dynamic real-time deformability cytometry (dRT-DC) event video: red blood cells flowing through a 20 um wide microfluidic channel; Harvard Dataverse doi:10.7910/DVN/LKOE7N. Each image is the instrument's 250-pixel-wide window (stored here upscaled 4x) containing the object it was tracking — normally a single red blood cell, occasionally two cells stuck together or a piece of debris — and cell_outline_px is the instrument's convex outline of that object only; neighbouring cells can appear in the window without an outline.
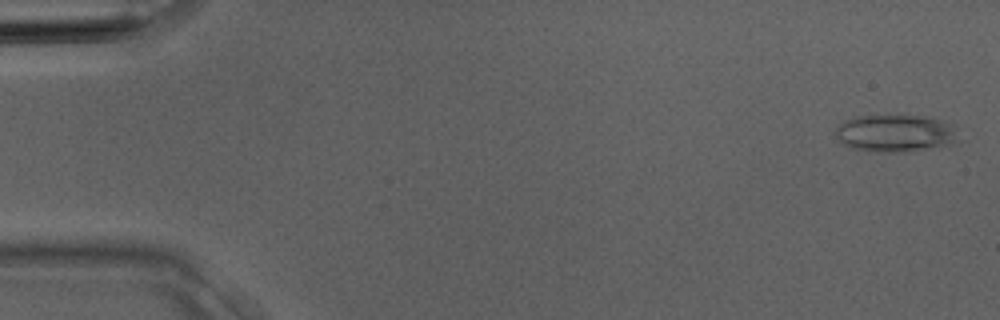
{"species": "Egyptian fruit bat (a non-hibernating species)", "species_latin": "Rousettus aegyptiacus", "temperature_condition": "room temperature", "stored_images_in_passage": 4, "camera_frame_rate_fps": 3000, "um_per_image_px": 0.085, "animal": {"sex": "male"}, "frame": {"image": 1, "passage_image": 1, "time_ms": 0.0, "image_size_px": [1000, 320], "cell_outline_px": [[956, 140], [948, 144], [908, 152], [868, 152], [848, 148], [836, 136], [836, 128], [844, 120], [856, 116], [928, 116], [948, 124]], "centroid_in_image_um": [75.96, 11.34], "position_along_channel_um": 9.0, "area_um2": 26.18}}